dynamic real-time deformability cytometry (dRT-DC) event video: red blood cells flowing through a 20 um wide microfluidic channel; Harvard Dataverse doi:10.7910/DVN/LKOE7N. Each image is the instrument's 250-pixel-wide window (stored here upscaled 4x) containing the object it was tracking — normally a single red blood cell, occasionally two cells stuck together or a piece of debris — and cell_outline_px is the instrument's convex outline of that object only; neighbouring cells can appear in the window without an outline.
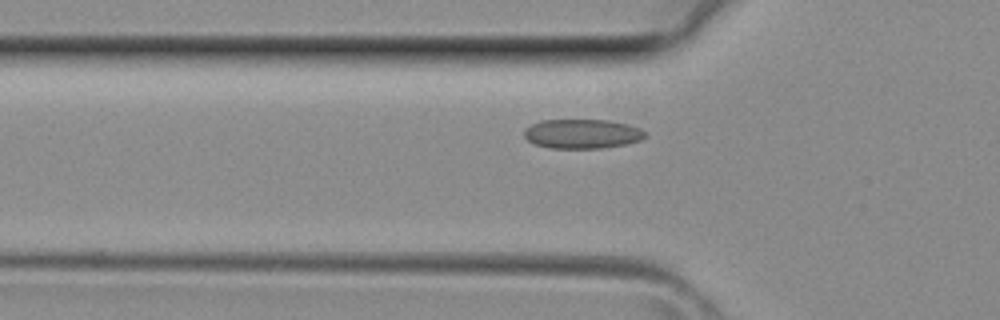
{"species": "common noctule bat (a hibernating species)", "species_latin": "Nyctalus noctula", "temperature_condition": "room temperature", "stored_images_in_passage": 30, "camera_frame_rate_fps": 3000, "um_per_image_px": 0.085, "animal": {"sex": "female", "body_mass_g": 29.2, "forearm_length_mm": 56.3}, "frame": {"image": 1, "passage_image": 7, "time_ms": 2.0, "image_size_px": [1000, 320], "cell_outline_px": [[648, 136], [640, 140], [624, 144], [600, 148], [548, 148], [536, 144], [528, 140], [524, 136], [524, 128], [540, 120], [608, 120], [628, 124], [640, 128], [648, 132]], "centroid_in_image_um": [49.5, 11.37], "position_along_channel_um": 76.3, "area_um2": 20.81}}
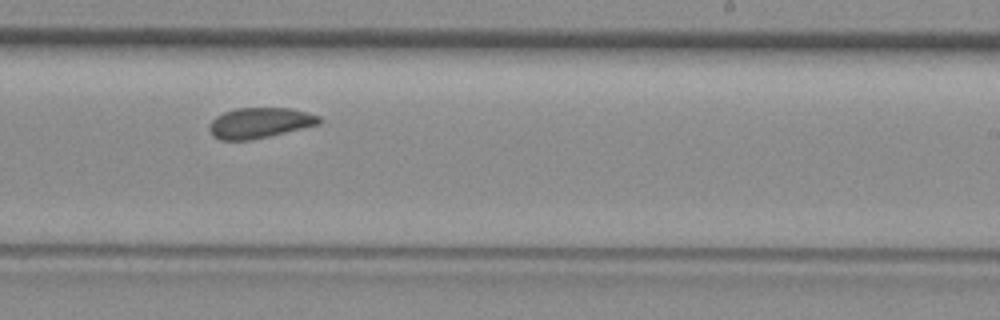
{"frame": {"image": 2, "passage_image": 18, "time_ms": 5.667, "image_size_px": [1000, 320], "cell_outline_px": [[324, 120], [320, 124], [252, 140], [220, 140], [212, 136], [208, 128], [208, 124], [216, 116], [224, 112], [236, 108], [292, 108], [308, 112], [320, 116]], "centroid_in_image_um": [22.08, 10.44], "position_along_channel_um": 266.9, "area_um2": 19.77}}
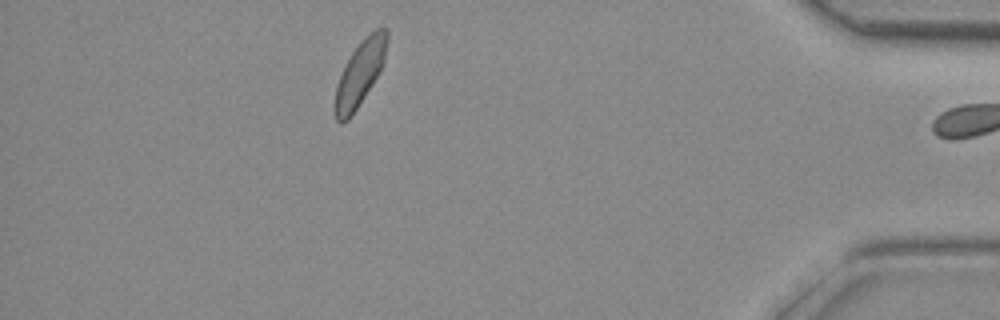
{"frame": {"image": 3, "passage_image": 29, "time_ms": 9.333, "image_size_px": [1000, 320], "cell_outline_px": [[388, 40], [384, 60], [372, 84], [348, 120], [340, 124], [336, 120], [336, 84], [344, 64], [352, 52], [376, 28], [388, 28]], "centroid_in_image_um": [30.59, 6.22], "position_along_channel_um": 404.6, "area_um2": 18.96}}